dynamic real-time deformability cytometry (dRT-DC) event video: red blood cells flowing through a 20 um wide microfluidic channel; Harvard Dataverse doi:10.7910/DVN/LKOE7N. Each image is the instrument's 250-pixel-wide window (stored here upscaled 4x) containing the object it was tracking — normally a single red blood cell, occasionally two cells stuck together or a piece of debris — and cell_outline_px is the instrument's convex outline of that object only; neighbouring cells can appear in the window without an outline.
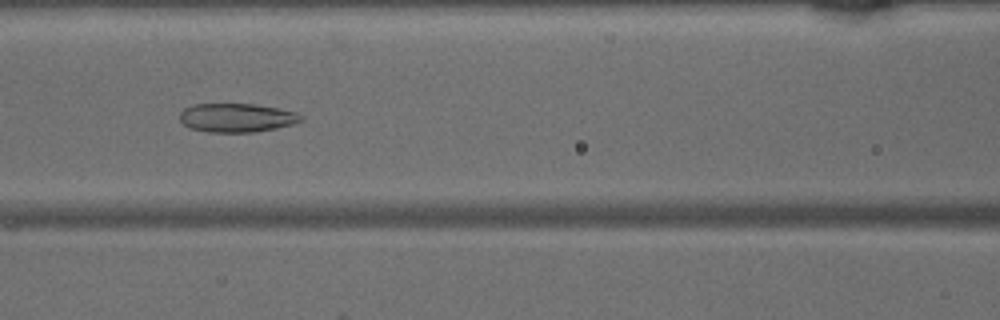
{"species": "common noctule bat (a hibernating species)", "species_latin": "Nyctalus noctula", "temperature_condition": "warm", "stored_images_in_passage": 45, "camera_frame_rate_fps": 3000, "um_per_image_px": 0.085, "animal": {"sex": "male", "body_mass_g": 15.6}, "frame": {"image": 1, "passage_image": 18, "time_ms": 5.667, "image_size_px": [1000, 320], "cell_outline_px": [[304, 120], [292, 124], [276, 128], [252, 132], [208, 132], [192, 128], [184, 124], [180, 120], [180, 112], [184, 108], [192, 104], [256, 104], [280, 108], [296, 112], [304, 116]], "centroid_in_image_um": [20.15, 9.99], "position_along_channel_um": 146.5, "area_um2": 20.4}}
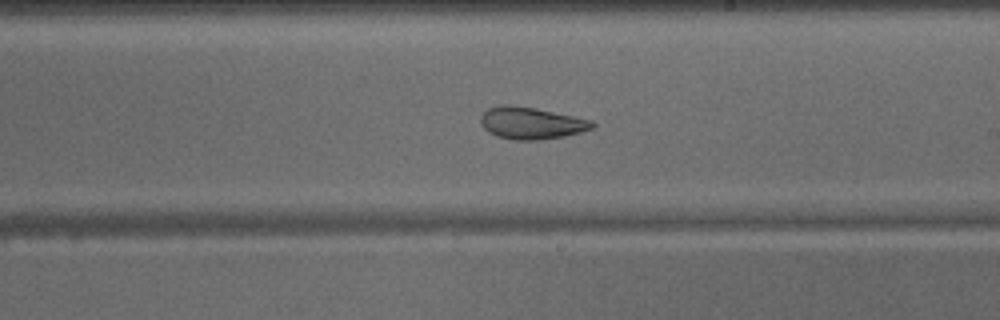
{"frame": {"image": 2, "passage_image": 25, "time_ms": 8.0, "image_size_px": [1000, 320], "cell_outline_px": [[596, 124], [592, 128], [580, 132], [564, 136], [536, 140], [516, 140], [496, 136], [488, 132], [480, 124], [480, 116], [488, 108], [500, 104], [508, 104], [536, 108], [592, 120]], "centroid_in_image_um": [45.12, 10.45], "position_along_channel_um": 243.9, "area_um2": 20.87}}
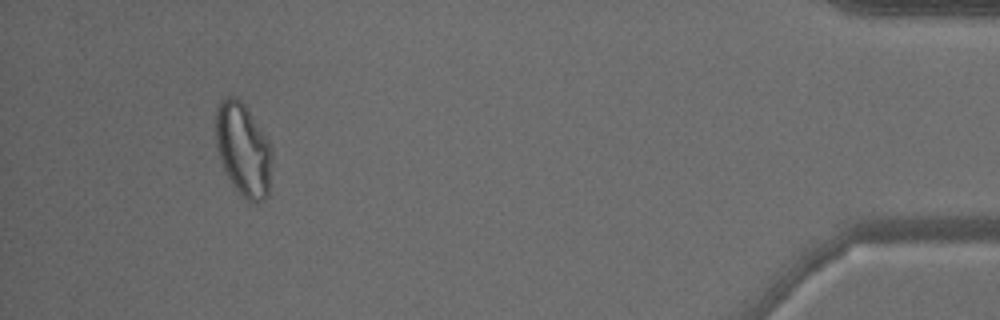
{"frame": {"image": 3, "passage_image": 42, "time_ms": 13.667, "image_size_px": [1000, 320], "cell_outline_px": [[272, 160], [268, 196], [264, 200], [256, 204], [252, 204], [232, 184], [220, 160], [216, 144], [216, 108], [220, 100], [224, 96], [232, 96], [240, 100], [244, 104], [268, 140], [272, 148]], "centroid_in_image_um": [20.68, 12.72], "position_along_channel_um": 414.5, "area_um2": 30.46}}